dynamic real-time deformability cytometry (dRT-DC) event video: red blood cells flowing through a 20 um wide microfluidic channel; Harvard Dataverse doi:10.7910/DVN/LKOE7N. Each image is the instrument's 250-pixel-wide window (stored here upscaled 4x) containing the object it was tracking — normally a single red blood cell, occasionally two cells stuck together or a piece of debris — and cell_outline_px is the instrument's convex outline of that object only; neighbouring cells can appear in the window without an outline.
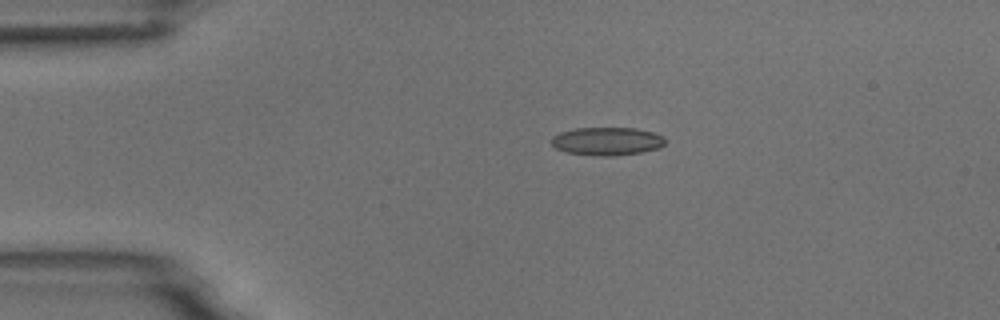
{"species": "common noctule bat (a hibernating species)", "species_latin": "Nyctalus noctula", "temperature_condition": "room temperature", "stored_images_in_passage": 3, "camera_frame_rate_fps": 3000, "um_per_image_px": 0.085, "animal": {"sex": "male", "body_mass_g": 18.8}, "frame": {"image": 1, "passage_image": 1, "time_ms": 0.0, "image_size_px": [1000, 320], "cell_outline_px": [[664, 144], [660, 148], [640, 152], [612, 156], [600, 156], [568, 152], [556, 148], [552, 144], [552, 136], [560, 132], [576, 128], [636, 128], [652, 132], [664, 136]], "centroid_in_image_um": [51.61, 12.0], "position_along_channel_um": 33.4, "area_um2": 18.5}}
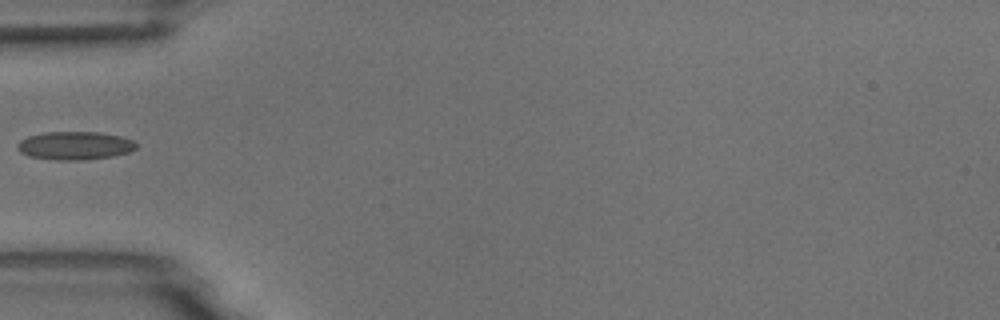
{"frame": {"image": 2, "passage_image": 3, "time_ms": 2.333, "image_size_px": [1000, 320], "cell_outline_px": [[136, 148], [128, 152], [112, 156], [80, 160], [56, 160], [28, 156], [20, 152], [16, 148], [16, 144], [20, 140], [28, 136], [44, 132], [100, 132], [120, 136], [132, 140], [136, 144]], "centroid_in_image_um": [6.31, 12.37], "position_along_channel_um": 78.7, "area_um2": 19.54}}